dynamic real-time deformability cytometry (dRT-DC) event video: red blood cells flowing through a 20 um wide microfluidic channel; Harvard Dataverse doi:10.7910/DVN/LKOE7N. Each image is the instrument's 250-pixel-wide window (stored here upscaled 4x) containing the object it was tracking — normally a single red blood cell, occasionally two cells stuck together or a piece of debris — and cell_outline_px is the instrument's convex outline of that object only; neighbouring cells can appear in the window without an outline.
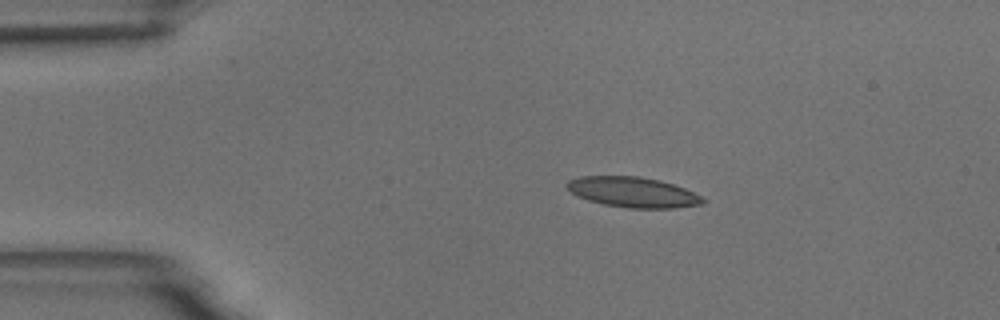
{"species": "common noctule bat (a hibernating species)", "species_latin": "Nyctalus noctula", "temperature_condition": "room temperature", "stored_images_in_passage": 45, "camera_frame_rate_fps": 3000, "um_per_image_px": 0.085, "animal": {"sex": "male", "body_mass_g": 18.8}, "frame": {"image": 1, "passage_image": 1, "time_ms": 0.0, "image_size_px": [1000, 320], "cell_outline_px": [[708, 200], [704, 204], [672, 208], [628, 208], [604, 204], [588, 200], [576, 196], [568, 188], [568, 180], [580, 176], [640, 176], [660, 180], [684, 188]], "centroid_in_image_um": [53.82, 16.33], "position_along_channel_um": 31.2, "area_um2": 23.93}}
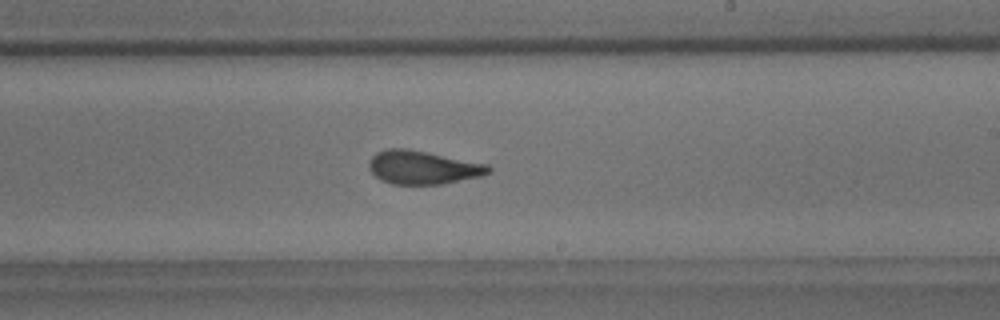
{"frame": {"image": 2, "passage_image": 23, "time_ms": 7.333, "image_size_px": [1000, 320], "cell_outline_px": [[492, 172], [480, 176], [440, 184], [392, 184], [380, 180], [368, 168], [368, 160], [376, 152], [388, 148], [408, 148], [488, 164], [492, 168]], "centroid_in_image_um": [35.92, 14.22], "position_along_channel_um": 253.1, "area_um2": 23.41}}
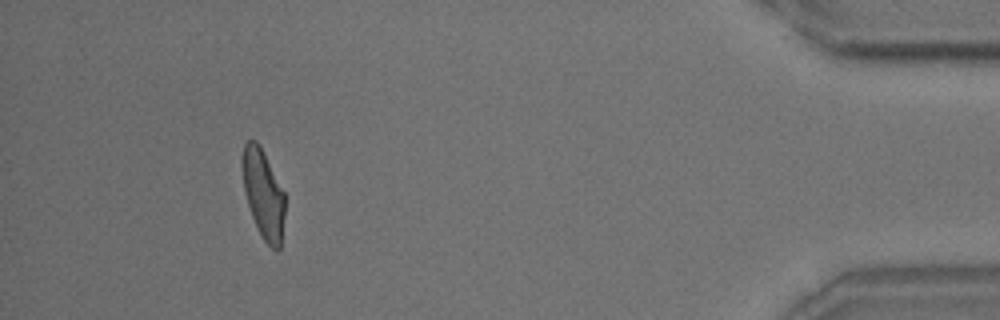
{"frame": {"image": 3, "passage_image": 41, "time_ms": 13.333, "image_size_px": [1000, 320], "cell_outline_px": [[284, 216], [280, 248], [276, 252], [264, 240], [252, 216], [248, 204], [244, 188], [240, 164], [240, 160], [244, 144], [248, 140], [256, 140], [260, 144], [284, 192]], "centroid_in_image_um": [22.36, 16.43], "position_along_channel_um": 412.8, "area_um2": 22.02}, "authors_computed_cell_mechanics": {"area_um2": 23.3512, "velocity_mm_per_s": 3.6807, "shape_relaxation_time_tau1_ms": 7.7765, "shape_relaxation_time_tau2_ms": 1.6781, "deformation_change_tau1": 0.2047, "deformation_change_tau2": 0.0925}}